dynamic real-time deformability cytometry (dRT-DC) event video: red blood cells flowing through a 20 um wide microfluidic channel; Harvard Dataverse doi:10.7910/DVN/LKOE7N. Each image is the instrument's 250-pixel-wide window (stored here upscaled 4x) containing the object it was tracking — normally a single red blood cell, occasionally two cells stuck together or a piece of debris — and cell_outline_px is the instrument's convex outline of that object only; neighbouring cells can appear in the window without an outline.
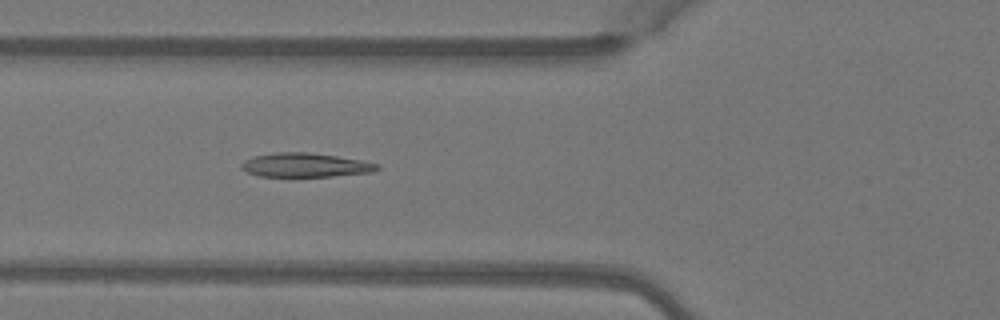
{"species": "Egyptian fruit bat (a non-hibernating species)", "species_latin": "Rousettus aegyptiacus", "temperature_condition": "warm", "stored_images_in_passage": 6, "camera_frame_rate_fps": 3000, "um_per_image_px": 0.085, "animal": {"sex": "female"}, "frame": {"image": 1, "passage_image": 6, "time_ms": 1.667, "image_size_px": [1000, 320], "cell_outline_px": [[380, 168], [372, 172], [332, 176], [260, 176], [248, 172], [240, 168], [240, 164], [244, 160], [256, 156], [276, 152], [308, 152], [336, 156], [360, 160], [380, 164]], "centroid_in_image_um": [25.95, 14.03], "position_along_channel_um": 99.8, "area_um2": 18.84}}